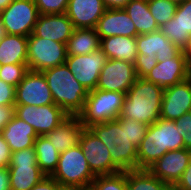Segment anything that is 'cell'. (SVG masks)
I'll return each instance as SVG.
<instances>
[{
  "label": "cell",
  "instance_id": "26",
  "mask_svg": "<svg viewBox=\"0 0 191 190\" xmlns=\"http://www.w3.org/2000/svg\"><path fill=\"white\" fill-rule=\"evenodd\" d=\"M27 37L6 34L0 40V65L27 63Z\"/></svg>",
  "mask_w": 191,
  "mask_h": 190
},
{
  "label": "cell",
  "instance_id": "16",
  "mask_svg": "<svg viewBox=\"0 0 191 190\" xmlns=\"http://www.w3.org/2000/svg\"><path fill=\"white\" fill-rule=\"evenodd\" d=\"M191 112V76L163 91L160 118L176 120Z\"/></svg>",
  "mask_w": 191,
  "mask_h": 190
},
{
  "label": "cell",
  "instance_id": "48",
  "mask_svg": "<svg viewBox=\"0 0 191 190\" xmlns=\"http://www.w3.org/2000/svg\"><path fill=\"white\" fill-rule=\"evenodd\" d=\"M60 190H88L80 187H61Z\"/></svg>",
  "mask_w": 191,
  "mask_h": 190
},
{
  "label": "cell",
  "instance_id": "19",
  "mask_svg": "<svg viewBox=\"0 0 191 190\" xmlns=\"http://www.w3.org/2000/svg\"><path fill=\"white\" fill-rule=\"evenodd\" d=\"M106 9L102 0H69L65 14L74 28L95 29Z\"/></svg>",
  "mask_w": 191,
  "mask_h": 190
},
{
  "label": "cell",
  "instance_id": "45",
  "mask_svg": "<svg viewBox=\"0 0 191 190\" xmlns=\"http://www.w3.org/2000/svg\"><path fill=\"white\" fill-rule=\"evenodd\" d=\"M182 52L186 58L188 66L191 70V36H190L187 44L185 45V47L182 49Z\"/></svg>",
  "mask_w": 191,
  "mask_h": 190
},
{
  "label": "cell",
  "instance_id": "39",
  "mask_svg": "<svg viewBox=\"0 0 191 190\" xmlns=\"http://www.w3.org/2000/svg\"><path fill=\"white\" fill-rule=\"evenodd\" d=\"M11 161V151L9 145L0 134V168H8Z\"/></svg>",
  "mask_w": 191,
  "mask_h": 190
},
{
  "label": "cell",
  "instance_id": "10",
  "mask_svg": "<svg viewBox=\"0 0 191 190\" xmlns=\"http://www.w3.org/2000/svg\"><path fill=\"white\" fill-rule=\"evenodd\" d=\"M14 115L31 125L37 135H45L55 129L69 115L58 105H15Z\"/></svg>",
  "mask_w": 191,
  "mask_h": 190
},
{
  "label": "cell",
  "instance_id": "23",
  "mask_svg": "<svg viewBox=\"0 0 191 190\" xmlns=\"http://www.w3.org/2000/svg\"><path fill=\"white\" fill-rule=\"evenodd\" d=\"M83 129L80 118L76 115H69L55 129L45 134V136L56 151L62 153L79 144Z\"/></svg>",
  "mask_w": 191,
  "mask_h": 190
},
{
  "label": "cell",
  "instance_id": "28",
  "mask_svg": "<svg viewBox=\"0 0 191 190\" xmlns=\"http://www.w3.org/2000/svg\"><path fill=\"white\" fill-rule=\"evenodd\" d=\"M101 40L93 28H75L66 44L67 55L90 54L100 47Z\"/></svg>",
  "mask_w": 191,
  "mask_h": 190
},
{
  "label": "cell",
  "instance_id": "4",
  "mask_svg": "<svg viewBox=\"0 0 191 190\" xmlns=\"http://www.w3.org/2000/svg\"><path fill=\"white\" fill-rule=\"evenodd\" d=\"M42 73L52 93L54 104L68 115L77 116L84 108L88 91L76 80L66 63L46 69Z\"/></svg>",
  "mask_w": 191,
  "mask_h": 190
},
{
  "label": "cell",
  "instance_id": "37",
  "mask_svg": "<svg viewBox=\"0 0 191 190\" xmlns=\"http://www.w3.org/2000/svg\"><path fill=\"white\" fill-rule=\"evenodd\" d=\"M174 122L176 128L181 131V136H183L184 148L191 150V112L185 113Z\"/></svg>",
  "mask_w": 191,
  "mask_h": 190
},
{
  "label": "cell",
  "instance_id": "18",
  "mask_svg": "<svg viewBox=\"0 0 191 190\" xmlns=\"http://www.w3.org/2000/svg\"><path fill=\"white\" fill-rule=\"evenodd\" d=\"M74 29L66 14H40L32 33L38 37L67 44Z\"/></svg>",
  "mask_w": 191,
  "mask_h": 190
},
{
  "label": "cell",
  "instance_id": "46",
  "mask_svg": "<svg viewBox=\"0 0 191 190\" xmlns=\"http://www.w3.org/2000/svg\"><path fill=\"white\" fill-rule=\"evenodd\" d=\"M13 0H0V11L4 10Z\"/></svg>",
  "mask_w": 191,
  "mask_h": 190
},
{
  "label": "cell",
  "instance_id": "27",
  "mask_svg": "<svg viewBox=\"0 0 191 190\" xmlns=\"http://www.w3.org/2000/svg\"><path fill=\"white\" fill-rule=\"evenodd\" d=\"M123 9L134 22L138 35L152 33L160 29L150 13L147 1L130 0Z\"/></svg>",
  "mask_w": 191,
  "mask_h": 190
},
{
  "label": "cell",
  "instance_id": "15",
  "mask_svg": "<svg viewBox=\"0 0 191 190\" xmlns=\"http://www.w3.org/2000/svg\"><path fill=\"white\" fill-rule=\"evenodd\" d=\"M191 161V150L180 149L166 152L147 170L169 187H174Z\"/></svg>",
  "mask_w": 191,
  "mask_h": 190
},
{
  "label": "cell",
  "instance_id": "41",
  "mask_svg": "<svg viewBox=\"0 0 191 190\" xmlns=\"http://www.w3.org/2000/svg\"><path fill=\"white\" fill-rule=\"evenodd\" d=\"M173 188L174 190H191V161Z\"/></svg>",
  "mask_w": 191,
  "mask_h": 190
},
{
  "label": "cell",
  "instance_id": "34",
  "mask_svg": "<svg viewBox=\"0 0 191 190\" xmlns=\"http://www.w3.org/2000/svg\"><path fill=\"white\" fill-rule=\"evenodd\" d=\"M39 14H65L69 0H34Z\"/></svg>",
  "mask_w": 191,
  "mask_h": 190
},
{
  "label": "cell",
  "instance_id": "29",
  "mask_svg": "<svg viewBox=\"0 0 191 190\" xmlns=\"http://www.w3.org/2000/svg\"><path fill=\"white\" fill-rule=\"evenodd\" d=\"M34 148L40 170L46 176H51L58 166L60 153L56 151L45 135L38 136L35 140Z\"/></svg>",
  "mask_w": 191,
  "mask_h": 190
},
{
  "label": "cell",
  "instance_id": "35",
  "mask_svg": "<svg viewBox=\"0 0 191 190\" xmlns=\"http://www.w3.org/2000/svg\"><path fill=\"white\" fill-rule=\"evenodd\" d=\"M128 122V134L132 144L138 148L143 140L148 125L142 122L134 121L129 118H124Z\"/></svg>",
  "mask_w": 191,
  "mask_h": 190
},
{
  "label": "cell",
  "instance_id": "49",
  "mask_svg": "<svg viewBox=\"0 0 191 190\" xmlns=\"http://www.w3.org/2000/svg\"><path fill=\"white\" fill-rule=\"evenodd\" d=\"M171 2L175 3L176 5L182 4L185 0H170Z\"/></svg>",
  "mask_w": 191,
  "mask_h": 190
},
{
  "label": "cell",
  "instance_id": "7",
  "mask_svg": "<svg viewBox=\"0 0 191 190\" xmlns=\"http://www.w3.org/2000/svg\"><path fill=\"white\" fill-rule=\"evenodd\" d=\"M27 66L29 70L42 72L46 69L65 64L66 44L35 36L27 37Z\"/></svg>",
  "mask_w": 191,
  "mask_h": 190
},
{
  "label": "cell",
  "instance_id": "21",
  "mask_svg": "<svg viewBox=\"0 0 191 190\" xmlns=\"http://www.w3.org/2000/svg\"><path fill=\"white\" fill-rule=\"evenodd\" d=\"M160 30L182 50L191 36V0L179 4L174 17L161 26Z\"/></svg>",
  "mask_w": 191,
  "mask_h": 190
},
{
  "label": "cell",
  "instance_id": "17",
  "mask_svg": "<svg viewBox=\"0 0 191 190\" xmlns=\"http://www.w3.org/2000/svg\"><path fill=\"white\" fill-rule=\"evenodd\" d=\"M191 76V70L181 51L175 58L164 59L144 77L163 89L180 83Z\"/></svg>",
  "mask_w": 191,
  "mask_h": 190
},
{
  "label": "cell",
  "instance_id": "31",
  "mask_svg": "<svg viewBox=\"0 0 191 190\" xmlns=\"http://www.w3.org/2000/svg\"><path fill=\"white\" fill-rule=\"evenodd\" d=\"M88 190H127L126 172L111 175H98Z\"/></svg>",
  "mask_w": 191,
  "mask_h": 190
},
{
  "label": "cell",
  "instance_id": "30",
  "mask_svg": "<svg viewBox=\"0 0 191 190\" xmlns=\"http://www.w3.org/2000/svg\"><path fill=\"white\" fill-rule=\"evenodd\" d=\"M127 190H168L170 187L147 169L126 171Z\"/></svg>",
  "mask_w": 191,
  "mask_h": 190
},
{
  "label": "cell",
  "instance_id": "12",
  "mask_svg": "<svg viewBox=\"0 0 191 190\" xmlns=\"http://www.w3.org/2000/svg\"><path fill=\"white\" fill-rule=\"evenodd\" d=\"M79 145L87 159L90 170L95 176L121 172L112 163L108 148L89 128L83 129L80 135Z\"/></svg>",
  "mask_w": 191,
  "mask_h": 190
},
{
  "label": "cell",
  "instance_id": "33",
  "mask_svg": "<svg viewBox=\"0 0 191 190\" xmlns=\"http://www.w3.org/2000/svg\"><path fill=\"white\" fill-rule=\"evenodd\" d=\"M28 71L27 63L0 65V80L16 87Z\"/></svg>",
  "mask_w": 191,
  "mask_h": 190
},
{
  "label": "cell",
  "instance_id": "38",
  "mask_svg": "<svg viewBox=\"0 0 191 190\" xmlns=\"http://www.w3.org/2000/svg\"><path fill=\"white\" fill-rule=\"evenodd\" d=\"M16 87L0 80V105H15Z\"/></svg>",
  "mask_w": 191,
  "mask_h": 190
},
{
  "label": "cell",
  "instance_id": "20",
  "mask_svg": "<svg viewBox=\"0 0 191 190\" xmlns=\"http://www.w3.org/2000/svg\"><path fill=\"white\" fill-rule=\"evenodd\" d=\"M95 29L100 40L110 36L136 37L138 35L134 22L124 9L107 8Z\"/></svg>",
  "mask_w": 191,
  "mask_h": 190
},
{
  "label": "cell",
  "instance_id": "42",
  "mask_svg": "<svg viewBox=\"0 0 191 190\" xmlns=\"http://www.w3.org/2000/svg\"><path fill=\"white\" fill-rule=\"evenodd\" d=\"M14 106L15 105H0V134L6 126V124L12 119L14 115Z\"/></svg>",
  "mask_w": 191,
  "mask_h": 190
},
{
  "label": "cell",
  "instance_id": "22",
  "mask_svg": "<svg viewBox=\"0 0 191 190\" xmlns=\"http://www.w3.org/2000/svg\"><path fill=\"white\" fill-rule=\"evenodd\" d=\"M138 53L156 57L158 62L175 58L182 50L174 45L159 29L152 33L136 36Z\"/></svg>",
  "mask_w": 191,
  "mask_h": 190
},
{
  "label": "cell",
  "instance_id": "36",
  "mask_svg": "<svg viewBox=\"0 0 191 190\" xmlns=\"http://www.w3.org/2000/svg\"><path fill=\"white\" fill-rule=\"evenodd\" d=\"M157 63L156 57H148L145 53H138L134 64L136 76L144 78Z\"/></svg>",
  "mask_w": 191,
  "mask_h": 190
},
{
  "label": "cell",
  "instance_id": "1",
  "mask_svg": "<svg viewBox=\"0 0 191 190\" xmlns=\"http://www.w3.org/2000/svg\"><path fill=\"white\" fill-rule=\"evenodd\" d=\"M173 120L159 118L148 126L137 148L138 169H148L166 152L184 148L183 136Z\"/></svg>",
  "mask_w": 191,
  "mask_h": 190
},
{
  "label": "cell",
  "instance_id": "2",
  "mask_svg": "<svg viewBox=\"0 0 191 190\" xmlns=\"http://www.w3.org/2000/svg\"><path fill=\"white\" fill-rule=\"evenodd\" d=\"M163 91L162 87L137 77L126 93L118 118H129L150 126L160 118Z\"/></svg>",
  "mask_w": 191,
  "mask_h": 190
},
{
  "label": "cell",
  "instance_id": "43",
  "mask_svg": "<svg viewBox=\"0 0 191 190\" xmlns=\"http://www.w3.org/2000/svg\"><path fill=\"white\" fill-rule=\"evenodd\" d=\"M0 190H11L8 168H0Z\"/></svg>",
  "mask_w": 191,
  "mask_h": 190
},
{
  "label": "cell",
  "instance_id": "3",
  "mask_svg": "<svg viewBox=\"0 0 191 190\" xmlns=\"http://www.w3.org/2000/svg\"><path fill=\"white\" fill-rule=\"evenodd\" d=\"M89 129L108 148L112 163L121 172L138 169L137 148L130 142L128 122L124 118L95 124Z\"/></svg>",
  "mask_w": 191,
  "mask_h": 190
},
{
  "label": "cell",
  "instance_id": "25",
  "mask_svg": "<svg viewBox=\"0 0 191 190\" xmlns=\"http://www.w3.org/2000/svg\"><path fill=\"white\" fill-rule=\"evenodd\" d=\"M100 47L107 59L123 60L135 64L138 55L136 37L118 35L102 38Z\"/></svg>",
  "mask_w": 191,
  "mask_h": 190
},
{
  "label": "cell",
  "instance_id": "9",
  "mask_svg": "<svg viewBox=\"0 0 191 190\" xmlns=\"http://www.w3.org/2000/svg\"><path fill=\"white\" fill-rule=\"evenodd\" d=\"M39 15L34 0H13L4 10L0 11L6 34L25 37L33 32Z\"/></svg>",
  "mask_w": 191,
  "mask_h": 190
},
{
  "label": "cell",
  "instance_id": "6",
  "mask_svg": "<svg viewBox=\"0 0 191 190\" xmlns=\"http://www.w3.org/2000/svg\"><path fill=\"white\" fill-rule=\"evenodd\" d=\"M62 187L89 189L95 175L89 168L80 145L60 153L58 166L51 175Z\"/></svg>",
  "mask_w": 191,
  "mask_h": 190
},
{
  "label": "cell",
  "instance_id": "47",
  "mask_svg": "<svg viewBox=\"0 0 191 190\" xmlns=\"http://www.w3.org/2000/svg\"><path fill=\"white\" fill-rule=\"evenodd\" d=\"M6 35V31L5 28L2 24V20L0 18V40Z\"/></svg>",
  "mask_w": 191,
  "mask_h": 190
},
{
  "label": "cell",
  "instance_id": "24",
  "mask_svg": "<svg viewBox=\"0 0 191 190\" xmlns=\"http://www.w3.org/2000/svg\"><path fill=\"white\" fill-rule=\"evenodd\" d=\"M1 135L9 145L11 153L34 147L35 140L38 138L34 128L15 115L6 124Z\"/></svg>",
  "mask_w": 191,
  "mask_h": 190
},
{
  "label": "cell",
  "instance_id": "11",
  "mask_svg": "<svg viewBox=\"0 0 191 190\" xmlns=\"http://www.w3.org/2000/svg\"><path fill=\"white\" fill-rule=\"evenodd\" d=\"M107 60L103 49L99 47L90 54L67 55L66 65L74 77L87 91L96 89L100 72Z\"/></svg>",
  "mask_w": 191,
  "mask_h": 190
},
{
  "label": "cell",
  "instance_id": "14",
  "mask_svg": "<svg viewBox=\"0 0 191 190\" xmlns=\"http://www.w3.org/2000/svg\"><path fill=\"white\" fill-rule=\"evenodd\" d=\"M49 104H54V101L43 73L29 70L16 86L15 105Z\"/></svg>",
  "mask_w": 191,
  "mask_h": 190
},
{
  "label": "cell",
  "instance_id": "40",
  "mask_svg": "<svg viewBox=\"0 0 191 190\" xmlns=\"http://www.w3.org/2000/svg\"><path fill=\"white\" fill-rule=\"evenodd\" d=\"M62 186L51 176H45L40 182L30 190H60Z\"/></svg>",
  "mask_w": 191,
  "mask_h": 190
},
{
  "label": "cell",
  "instance_id": "13",
  "mask_svg": "<svg viewBox=\"0 0 191 190\" xmlns=\"http://www.w3.org/2000/svg\"><path fill=\"white\" fill-rule=\"evenodd\" d=\"M137 76L133 63L107 59L103 66L96 89L127 93Z\"/></svg>",
  "mask_w": 191,
  "mask_h": 190
},
{
  "label": "cell",
  "instance_id": "8",
  "mask_svg": "<svg viewBox=\"0 0 191 190\" xmlns=\"http://www.w3.org/2000/svg\"><path fill=\"white\" fill-rule=\"evenodd\" d=\"M8 169L11 190H30L46 176L37 164L34 147L11 153Z\"/></svg>",
  "mask_w": 191,
  "mask_h": 190
},
{
  "label": "cell",
  "instance_id": "44",
  "mask_svg": "<svg viewBox=\"0 0 191 190\" xmlns=\"http://www.w3.org/2000/svg\"><path fill=\"white\" fill-rule=\"evenodd\" d=\"M108 9H123L130 0H102Z\"/></svg>",
  "mask_w": 191,
  "mask_h": 190
},
{
  "label": "cell",
  "instance_id": "5",
  "mask_svg": "<svg viewBox=\"0 0 191 190\" xmlns=\"http://www.w3.org/2000/svg\"><path fill=\"white\" fill-rule=\"evenodd\" d=\"M125 97V93L117 91H88L84 108L77 116L84 128L116 120L121 113Z\"/></svg>",
  "mask_w": 191,
  "mask_h": 190
},
{
  "label": "cell",
  "instance_id": "32",
  "mask_svg": "<svg viewBox=\"0 0 191 190\" xmlns=\"http://www.w3.org/2000/svg\"><path fill=\"white\" fill-rule=\"evenodd\" d=\"M148 6L158 26L161 27L174 17L178 5L170 0H150Z\"/></svg>",
  "mask_w": 191,
  "mask_h": 190
}]
</instances>
